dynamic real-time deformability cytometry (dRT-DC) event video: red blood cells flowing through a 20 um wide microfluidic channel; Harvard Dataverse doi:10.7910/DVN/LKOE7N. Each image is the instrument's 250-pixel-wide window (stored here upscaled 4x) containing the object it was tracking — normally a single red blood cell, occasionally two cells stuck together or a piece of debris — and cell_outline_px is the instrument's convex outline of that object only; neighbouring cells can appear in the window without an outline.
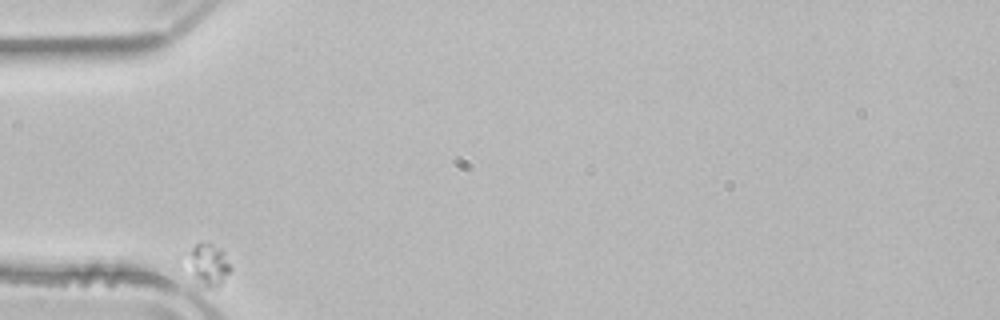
{"species": "common noctule bat (a hibernating species)", "species_latin": "Nyctalus noctula", "temperature_condition": "room temperature", "stored_images_in_passage": 35, "camera_frame_rate_fps": 3000, "um_per_image_px": 0.085, "animal": {"sex": "male", "body_mass_g": 21.5, "forearm_length_mm": 52.0}, "frame": {"image": 1, "passage_image": 1, "time_ms": 0.0, "image_size_px": [1000, 320], "cell_outline_px": [[232, 268], [220, 284], [208, 288], [204, 288], [196, 284], [176, 264], [176, 256], [196, 244], [208, 240], [220, 248], [224, 252]], "centroid_in_image_um": [17.39, 22.46], "position_along_channel_um": 67.6, "area_um2": 12.66}}